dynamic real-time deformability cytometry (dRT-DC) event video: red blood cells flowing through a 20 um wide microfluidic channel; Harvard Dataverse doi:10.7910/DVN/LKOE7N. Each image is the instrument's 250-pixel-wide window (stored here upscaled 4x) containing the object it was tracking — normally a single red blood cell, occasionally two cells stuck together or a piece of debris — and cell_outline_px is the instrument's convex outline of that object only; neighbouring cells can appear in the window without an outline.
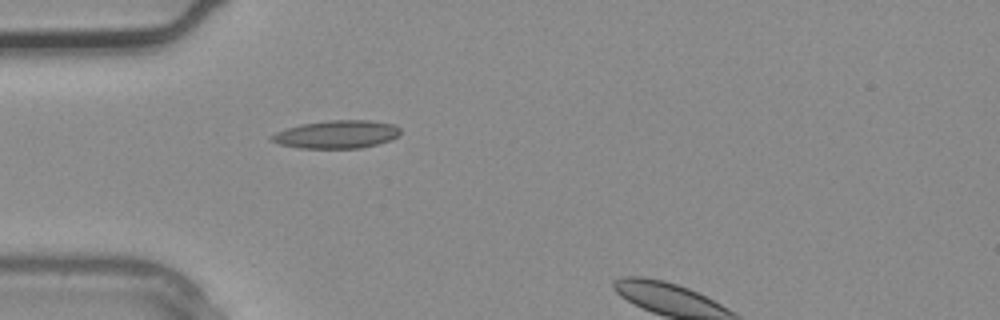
{"species": "common noctule bat (a hibernating species)", "species_latin": "Nyctalus noctula", "temperature_condition": "warm", "stored_images_in_passage": 3, "segment_of_instrument_passage": [1, 2], "camera_frame_rate_fps": 3000, "um_per_image_px": 0.085, "animal": {"sex": "male", "body_mass_g": 20.4}, "frame": {"image": 1, "passage_image": 2, "time_ms": 0.333, "image_size_px": [1000, 320], "cell_outline_px": [[400, 132], [392, 140], [360, 148], [300, 148], [280, 144], [272, 140], [268, 136], [276, 132], [300, 124], [328, 120], [368, 120], [392, 124], [400, 128]], "centroid_in_image_um": [28.61, 11.42], "position_along_channel_um": 56.4, "area_um2": 20.87}}